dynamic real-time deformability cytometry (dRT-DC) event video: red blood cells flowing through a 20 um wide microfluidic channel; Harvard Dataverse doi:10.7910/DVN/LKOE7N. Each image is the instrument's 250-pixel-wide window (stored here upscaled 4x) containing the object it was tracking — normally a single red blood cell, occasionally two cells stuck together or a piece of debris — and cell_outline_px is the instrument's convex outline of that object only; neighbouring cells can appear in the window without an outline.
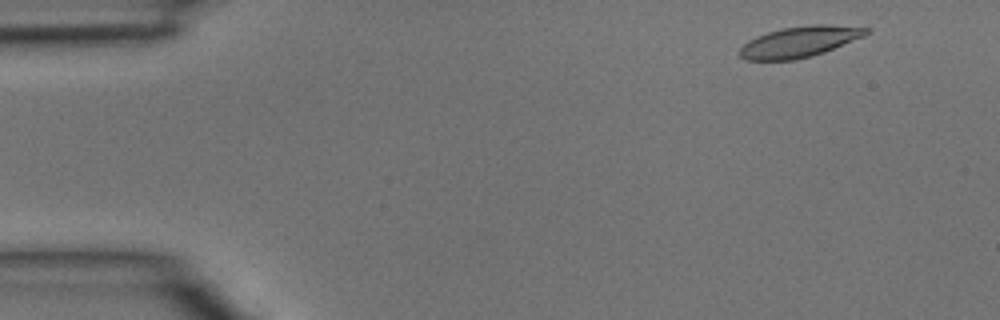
{"species": "common noctule bat (a hibernating species)", "species_latin": "Nyctalus noctula", "temperature_condition": "room temperature", "stored_images_in_passage": 3, "camera_frame_rate_fps": 3000, "um_per_image_px": 0.085, "animal": {"sex": "male", "body_mass_g": 15.6}, "frame": {"image": 1, "passage_image": 1, "time_ms": 0.0, "image_size_px": [1000, 320], "cell_outline_px": [[872, 32], [864, 36], [824, 52], [812, 56], [796, 60], [744, 60], [740, 56], [740, 48], [748, 40], [756, 36], [768, 32], [784, 28], [812, 24], [828, 24], [872, 28]], "centroid_in_image_um": [67.99, 3.55], "position_along_channel_um": 17.0, "area_um2": 22.83}}